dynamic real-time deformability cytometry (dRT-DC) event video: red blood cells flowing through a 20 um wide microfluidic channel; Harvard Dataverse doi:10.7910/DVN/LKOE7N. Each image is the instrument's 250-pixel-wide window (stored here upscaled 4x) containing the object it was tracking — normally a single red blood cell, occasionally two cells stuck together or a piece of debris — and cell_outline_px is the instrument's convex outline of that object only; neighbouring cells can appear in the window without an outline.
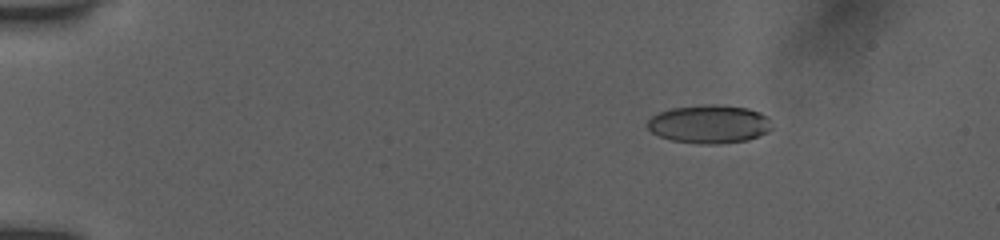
{"species": "human", "species_latin": "Homo sapiens", "temperature_condition": "room temperature", "stored_images_in_passage": 54, "camera_frame_rate_fps": 3000, "um_per_image_px": 0.085, "donor": {"sex": "female"}, "frame": {"image": 1, "passage_image": 9, "time_ms": 2.667, "image_size_px": [1000, 240], "cell_outline_px": [[772, 128], [768, 132], [748, 140], [720, 144], [700, 144], [672, 140], [660, 136], [652, 132], [648, 128], [648, 120], [652, 116], [660, 112], [672, 108], [704, 104], [720, 104], [748, 108], [760, 112], [768, 116]], "centroid_in_image_um": [60.32, 10.54], "position_along_channel_um": 24.7, "area_um2": 27.98}}
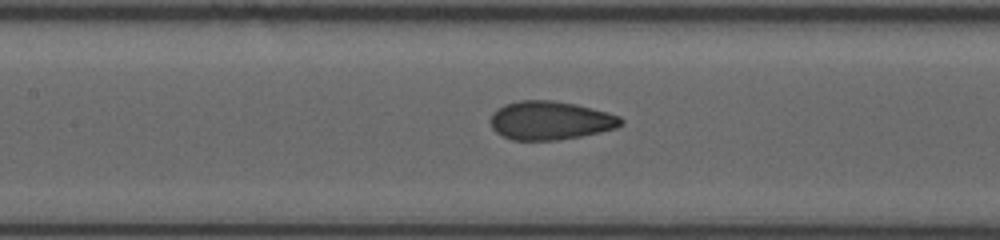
{"frame": {"image": 2, "passage_image": 27, "time_ms": 8.667, "image_size_px": [1000, 240], "cell_outline_px": [[624, 120], [616, 128], [600, 132], [580, 136], [556, 140], [512, 140], [496, 132], [492, 128], [492, 112], [496, 108], [504, 104], [520, 100], [552, 100], [576, 104], [592, 108], [620, 116]], "centroid_in_image_um": [46.76, 10.23], "position_along_channel_um": 160.6, "area_um2": 29.25}}
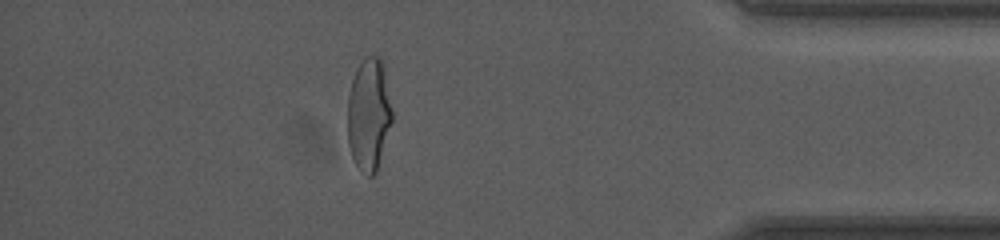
{"frame": {"image": 3, "passage_image": 48, "time_ms": 15.667, "image_size_px": [1000, 240], "cell_outline_px": [[392, 120], [376, 172], [372, 176], [368, 176], [356, 164], [352, 156], [348, 144], [348, 96], [352, 80], [356, 68], [364, 56], [380, 56], [384, 64], [392, 112]], "centroid_in_image_um": [31.35, 9.67], "position_along_channel_um": 403.9, "area_um2": 29.13}, "authors_computed_cell_mechanics": {"area_um2": 28.7555, "velocity_mm_per_s": 3.9442, "shape_relaxation_time_tau1_ms": 5.845, "shape_relaxation_time_tau2_ms": 0.7307, "deformation_change_tau1": 0.1762, "deformation_change_tau2": 0.0665}}